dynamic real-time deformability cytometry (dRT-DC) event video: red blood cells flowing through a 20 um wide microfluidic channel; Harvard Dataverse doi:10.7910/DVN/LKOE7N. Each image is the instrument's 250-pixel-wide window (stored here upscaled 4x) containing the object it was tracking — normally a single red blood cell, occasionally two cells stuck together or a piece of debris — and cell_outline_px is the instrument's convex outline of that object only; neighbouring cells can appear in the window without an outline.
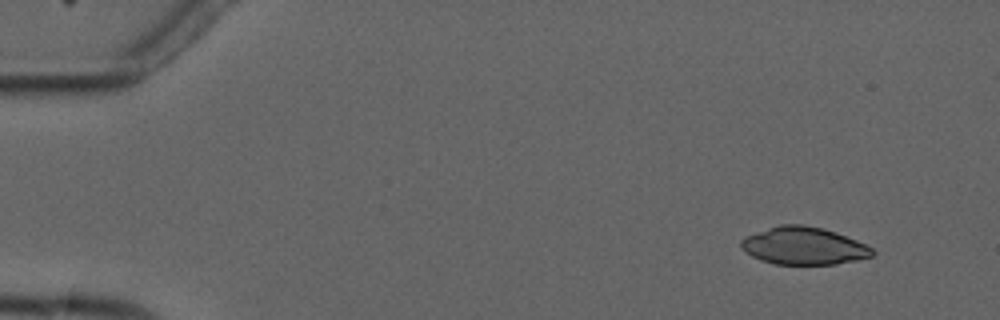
{"species": "common noctule bat (a hibernating species)", "species_latin": "Nyctalus noctula", "temperature_condition": "cold", "stored_images_in_passage": 4, "camera_frame_rate_fps": 3000, "um_per_image_px": 0.085, "animal": {"sex": "male", "forearm_length_mm": 52.5}, "frame": {"image": 1, "passage_image": 1, "time_ms": 0.0, "image_size_px": [1000, 320], "cell_outline_px": [[876, 252], [872, 256], [856, 260], [836, 264], [776, 264], [760, 260], [752, 256], [740, 248], [740, 240], [748, 236], [768, 228], [780, 224], [804, 224], [824, 228], [836, 232], [856, 240], [872, 248]], "centroid_in_image_um": [68.32, 20.89], "position_along_channel_um": 16.7, "area_um2": 28.67}}